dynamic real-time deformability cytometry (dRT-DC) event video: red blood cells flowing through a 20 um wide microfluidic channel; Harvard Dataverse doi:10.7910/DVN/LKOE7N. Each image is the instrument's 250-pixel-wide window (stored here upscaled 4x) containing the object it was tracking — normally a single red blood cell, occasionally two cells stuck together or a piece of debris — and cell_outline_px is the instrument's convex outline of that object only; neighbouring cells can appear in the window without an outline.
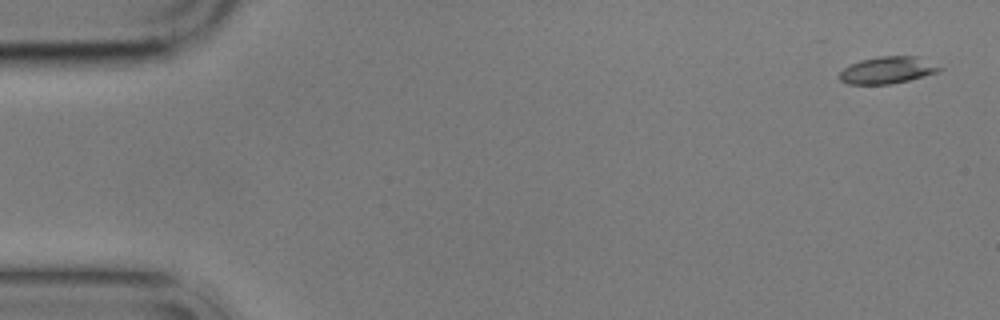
{"species": "common noctule bat (a hibernating species)", "species_latin": "Nyctalus noctula", "temperature_condition": "cold", "stored_images_in_passage": 6, "camera_frame_rate_fps": 3000, "um_per_image_px": 0.085, "animal": {"sex": "male", "body_mass_g": 17.9}, "frame": {"image": 1, "passage_image": 1, "time_ms": 0.0, "image_size_px": [1000, 320], "cell_outline_px": [[944, 68], [936, 72], [924, 76], [908, 80], [888, 84], [848, 84], [840, 80], [840, 72], [844, 68], [860, 60], [880, 56], [920, 56]], "centroid_in_image_um": [75.46, 5.95], "position_along_channel_um": 9.5, "area_um2": 15.61}}